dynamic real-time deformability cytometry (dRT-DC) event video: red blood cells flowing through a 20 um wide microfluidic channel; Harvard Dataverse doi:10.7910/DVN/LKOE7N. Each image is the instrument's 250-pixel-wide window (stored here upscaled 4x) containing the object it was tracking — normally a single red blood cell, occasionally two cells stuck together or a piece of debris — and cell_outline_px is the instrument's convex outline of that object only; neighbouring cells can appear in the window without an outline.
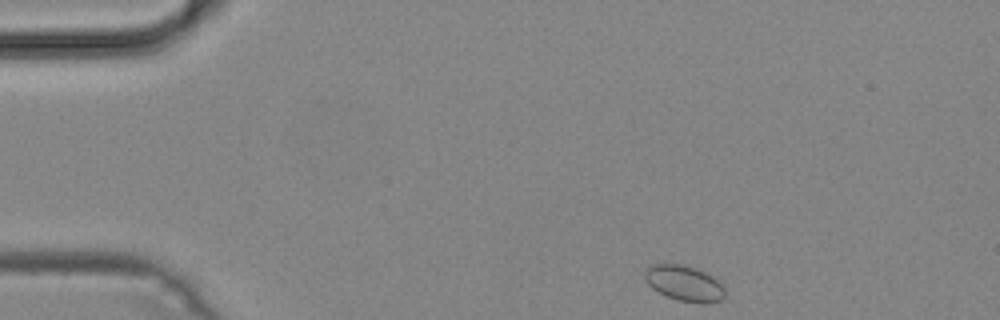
{"species": "common noctule bat (a hibernating species)", "species_latin": "Nyctalus noctula", "temperature_condition": "cold", "stored_images_in_passage": 44, "camera_frame_rate_fps": 3000, "um_per_image_px": 0.085, "animal": {"sex": "male", "body_mass_g": 19.2, "forearm_length_mm": 51.8}, "frame": {"image": 1, "passage_image": 1, "time_ms": 0.0, "image_size_px": [1000, 320], "cell_outline_px": [[724, 296], [720, 300], [704, 304], [680, 300], [668, 296], [652, 288], [644, 280], [644, 268], [652, 264], [680, 264], [704, 272], [712, 276], [724, 288]], "centroid_in_image_um": [58.11, 24.07], "position_along_channel_um": 26.9, "area_um2": 16.36}}
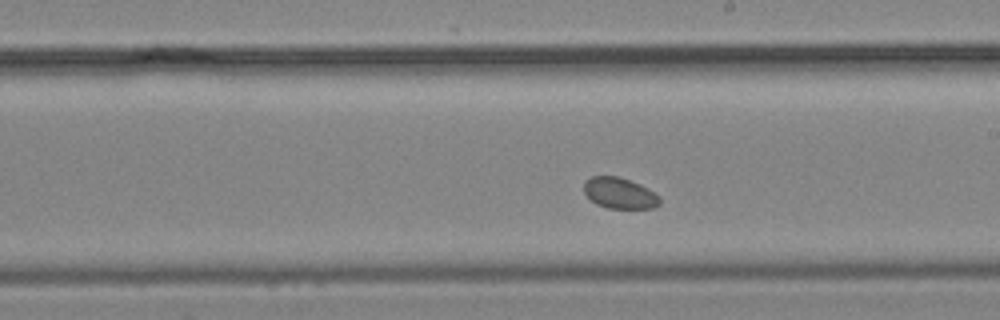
{"frame": {"image": 2, "passage_image": 22, "time_ms": 7.0, "image_size_px": [1000, 320], "cell_outline_px": [[660, 204], [652, 208], [608, 208], [596, 204], [584, 192], [584, 180], [592, 176], [620, 176], [640, 184], [648, 188], [660, 196]], "centroid_in_image_um": [52.67, 16.4], "position_along_channel_um": 236.3, "area_um2": 13.76}}
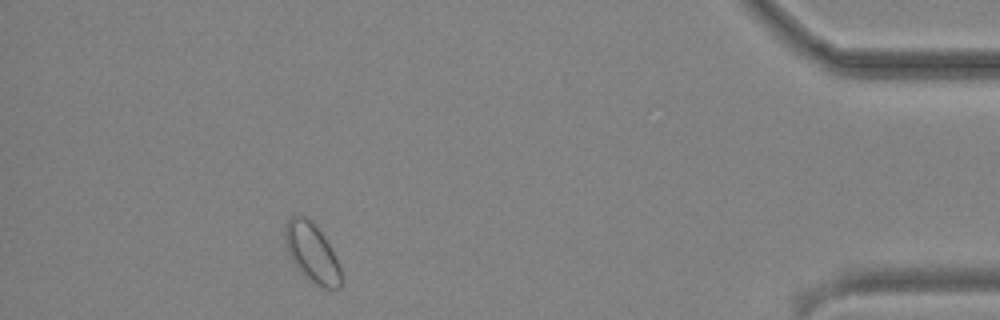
{"frame": {"image": 3, "passage_image": 39, "time_ms": 12.667, "image_size_px": [1000, 320], "cell_outline_px": [[344, 280], [340, 288], [324, 288], [316, 284], [300, 272], [296, 268], [284, 244], [284, 224], [292, 216], [304, 216], [324, 236], [340, 268]], "centroid_in_image_um": [26.5, 21.51], "position_along_channel_um": 408.7, "area_um2": 19.02}}